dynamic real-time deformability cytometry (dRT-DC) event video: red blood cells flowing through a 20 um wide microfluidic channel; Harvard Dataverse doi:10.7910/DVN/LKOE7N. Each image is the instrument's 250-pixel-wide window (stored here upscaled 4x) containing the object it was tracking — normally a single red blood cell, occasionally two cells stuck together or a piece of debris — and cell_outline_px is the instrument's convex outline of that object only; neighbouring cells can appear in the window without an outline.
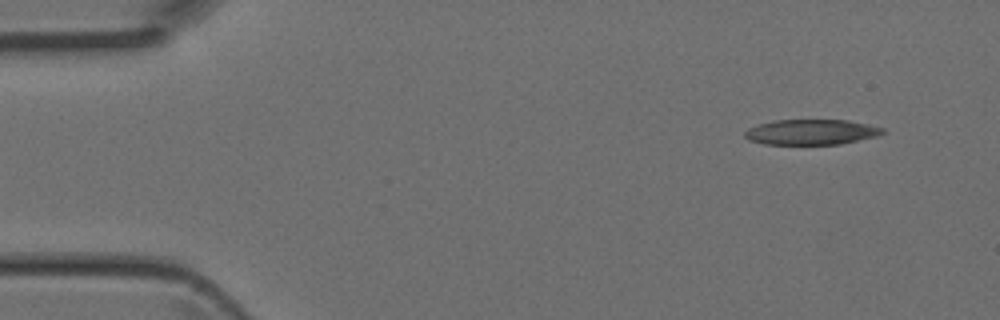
{"species": "Egyptian fruit bat (a non-hibernating species)", "species_latin": "Rousettus aegyptiacus", "temperature_condition": "room temperature", "stored_images_in_passage": 4, "camera_frame_rate_fps": 3000, "um_per_image_px": 0.085, "animal": {"sex": "female"}, "frame": {"image": 1, "passage_image": 1, "time_ms": 0.0, "image_size_px": [1000, 320], "cell_outline_px": [[884, 132], [876, 136], [840, 144], [764, 144], [748, 140], [744, 136], [744, 132], [748, 128], [772, 120], [848, 120], [868, 124], [884, 128]], "centroid_in_image_um": [68.93, 11.22], "position_along_channel_um": 16.1, "area_um2": 20.29}}